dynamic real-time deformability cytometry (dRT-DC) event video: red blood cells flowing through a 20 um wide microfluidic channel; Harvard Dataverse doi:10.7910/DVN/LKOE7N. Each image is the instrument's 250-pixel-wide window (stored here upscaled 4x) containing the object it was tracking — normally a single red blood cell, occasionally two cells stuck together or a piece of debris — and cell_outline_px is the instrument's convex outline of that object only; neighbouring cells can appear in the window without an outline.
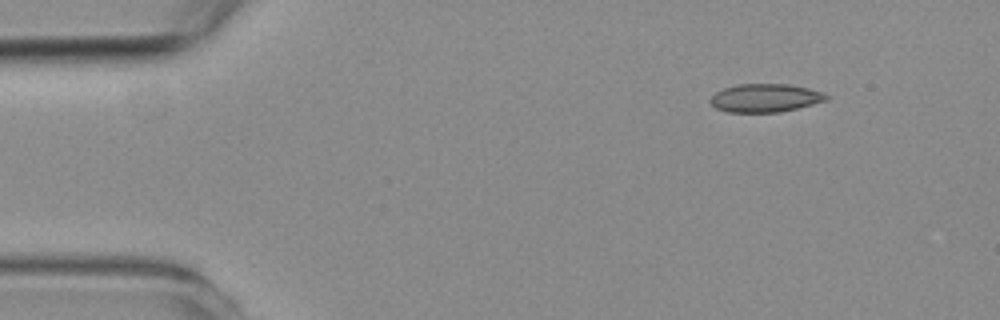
{"species": "common noctule bat (a hibernating species)", "species_latin": "Nyctalus noctula", "temperature_condition": "room temperature", "stored_images_in_passage": 3, "camera_frame_rate_fps": 3000, "um_per_image_px": 0.085, "animal": {"sex": "female", "body_mass_g": 19.3, "forearm_length_mm": 54.1}, "frame": {"image": 1, "passage_image": 1, "time_ms": 0.0, "image_size_px": [1000, 320], "cell_outline_px": [[828, 100], [780, 112], [728, 112], [716, 108], [708, 100], [716, 92], [724, 88], [736, 84], [788, 84], [808, 88], [820, 92], [828, 96]], "centroid_in_image_um": [65.01, 8.32], "position_along_channel_um": 20.0, "area_um2": 18.96}}